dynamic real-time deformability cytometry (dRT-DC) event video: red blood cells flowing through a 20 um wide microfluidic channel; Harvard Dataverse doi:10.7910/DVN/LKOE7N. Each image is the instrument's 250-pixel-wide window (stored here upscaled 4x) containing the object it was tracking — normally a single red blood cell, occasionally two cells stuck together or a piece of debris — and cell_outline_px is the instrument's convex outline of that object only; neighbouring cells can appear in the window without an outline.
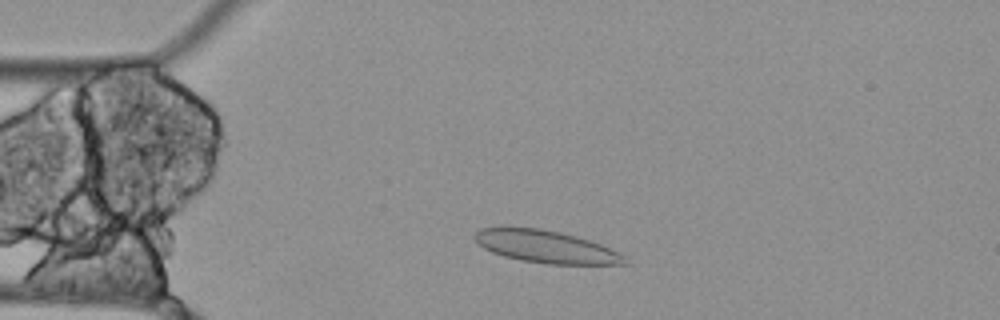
{"species": "Egyptian fruit bat (a non-hibernating species)", "species_latin": "Rousettus aegyptiacus", "temperature_condition": "cold", "stored_images_in_passage": 51, "camera_frame_rate_fps": 3000, "um_per_image_px": 0.085, "animal": {"sex": "female"}, "frame": {"image": 1, "passage_image": 7, "time_ms": 2.0, "image_size_px": [1000, 320], "cell_outline_px": [[628, 264], [548, 264], [520, 260], [504, 256], [492, 252], [484, 248], [472, 236], [480, 228], [540, 228], [560, 232], [576, 236], [600, 244], [624, 256]], "centroid_in_image_um": [46.38, 20.97], "position_along_channel_um": 38.6, "area_um2": 27.86}}
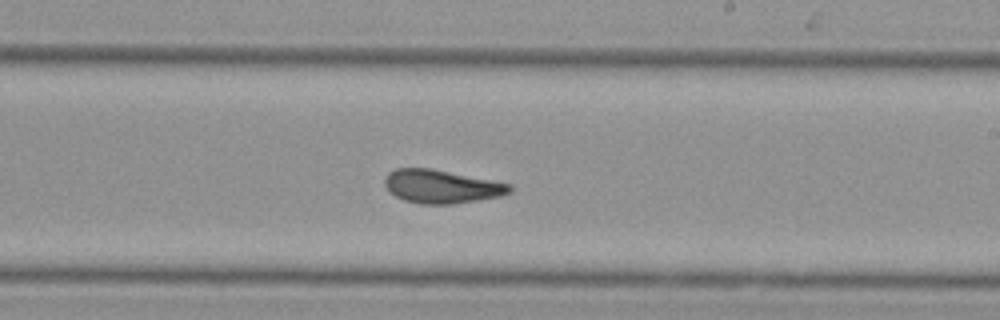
{"frame": {"image": 2, "passage_image": 27, "time_ms": 8.667, "image_size_px": [1000, 320], "cell_outline_px": [[512, 192], [500, 196], [452, 204], [420, 204], [404, 200], [396, 196], [384, 184], [384, 180], [388, 172], [396, 168], [432, 168], [512, 184]], "centroid_in_image_um": [37.54, 15.84], "position_along_channel_um": 251.5, "area_um2": 24.28}}
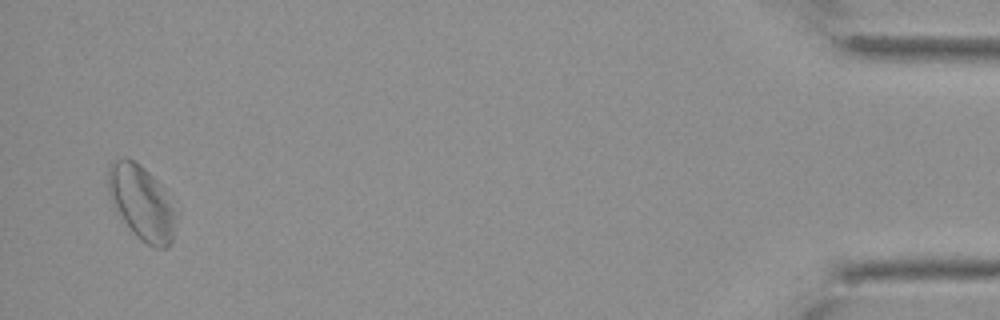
{"frame": {"image": 3, "passage_image": 49, "time_ms": 16.0, "image_size_px": [1000, 320], "cell_outline_px": [[180, 216], [172, 240], [168, 248], [156, 248], [148, 244], [136, 236], [116, 212], [108, 196], [108, 168], [116, 160], [132, 160], [140, 164], [160, 184]], "centroid_in_image_um": [12.08, 17.29], "position_along_channel_um": 423.1, "area_um2": 29.54}, "authors_computed_cell_mechanics": {"area_um2": 25.8366, "velocity_mm_per_s": 3.4511, "shape_relaxation_time_tau1_ms": null, "shape_relaxation_time_tau2_ms": 6.5223, "deformation_change_tau1": null, "deformation_change_tau2": 0.0352}}